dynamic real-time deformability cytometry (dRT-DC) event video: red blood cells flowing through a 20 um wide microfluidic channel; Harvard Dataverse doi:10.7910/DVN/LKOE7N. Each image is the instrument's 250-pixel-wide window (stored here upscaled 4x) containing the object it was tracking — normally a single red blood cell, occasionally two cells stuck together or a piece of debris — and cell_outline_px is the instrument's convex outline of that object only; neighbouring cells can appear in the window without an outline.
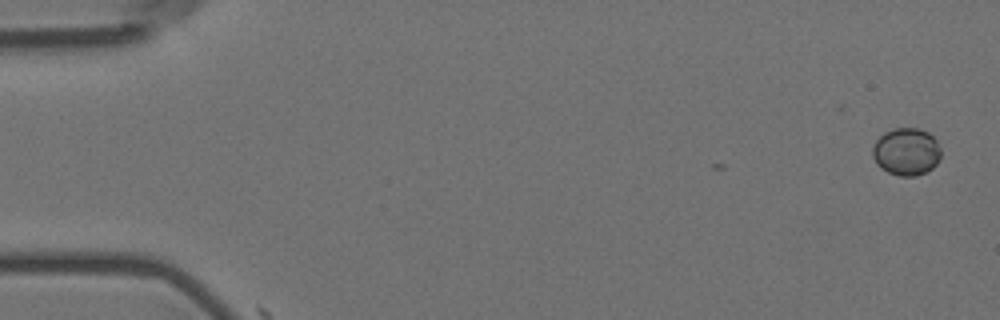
{"species": "Egyptian fruit bat (a non-hibernating species)", "species_latin": "Rousettus aegyptiacus", "temperature_condition": "room temperature", "stored_images_in_passage": 2, "camera_frame_rate_fps": 3000, "um_per_image_px": 0.085, "animal": {"sex": "female"}, "frame": {"image": 1, "passage_image": 1, "time_ms": 0.0, "image_size_px": [1000, 320], "cell_outline_px": [[940, 160], [932, 168], [916, 176], [900, 176], [888, 172], [880, 168], [876, 164], [872, 156], [872, 148], [876, 140], [884, 132], [892, 128], [916, 128], [928, 132], [936, 140], [940, 148]], "centroid_in_image_um": [77.02, 12.89], "position_along_channel_um": 8.0, "area_um2": 19.02}}